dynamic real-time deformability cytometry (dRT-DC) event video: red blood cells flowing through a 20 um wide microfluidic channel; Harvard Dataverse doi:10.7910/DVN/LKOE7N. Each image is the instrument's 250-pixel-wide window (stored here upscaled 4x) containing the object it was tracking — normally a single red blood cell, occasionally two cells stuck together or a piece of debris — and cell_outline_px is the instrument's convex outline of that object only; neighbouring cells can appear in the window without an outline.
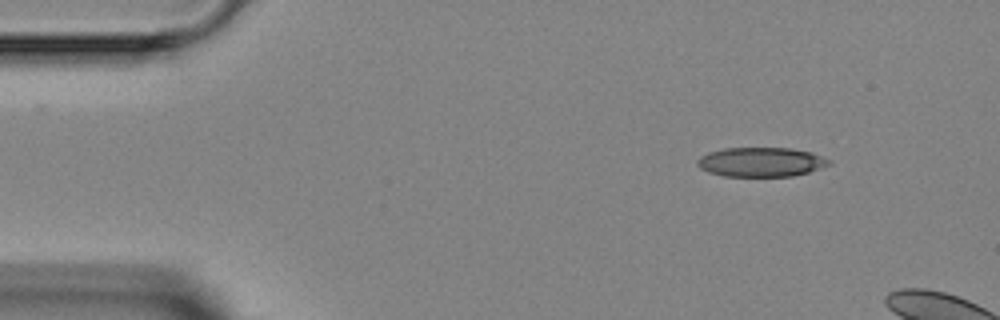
{"species": "Egyptian fruit bat (a non-hibernating species)", "species_latin": "Rousettus aegyptiacus", "temperature_condition": "room temperature", "stored_images_in_passage": 3, "camera_frame_rate_fps": 3000, "um_per_image_px": 0.085, "animal": {"sex": "female"}, "frame": {"image": 1, "passage_image": 1, "time_ms": 0.0, "image_size_px": [1000, 320], "cell_outline_px": [[832, 164], [808, 172], [792, 176], [724, 176], [708, 172], [700, 168], [696, 164], [696, 160], [700, 156], [708, 152], [724, 148], [792, 148], [812, 152], [832, 160]], "centroid_in_image_um": [64.69, 13.76], "position_along_channel_um": 20.3, "area_um2": 22.72}}